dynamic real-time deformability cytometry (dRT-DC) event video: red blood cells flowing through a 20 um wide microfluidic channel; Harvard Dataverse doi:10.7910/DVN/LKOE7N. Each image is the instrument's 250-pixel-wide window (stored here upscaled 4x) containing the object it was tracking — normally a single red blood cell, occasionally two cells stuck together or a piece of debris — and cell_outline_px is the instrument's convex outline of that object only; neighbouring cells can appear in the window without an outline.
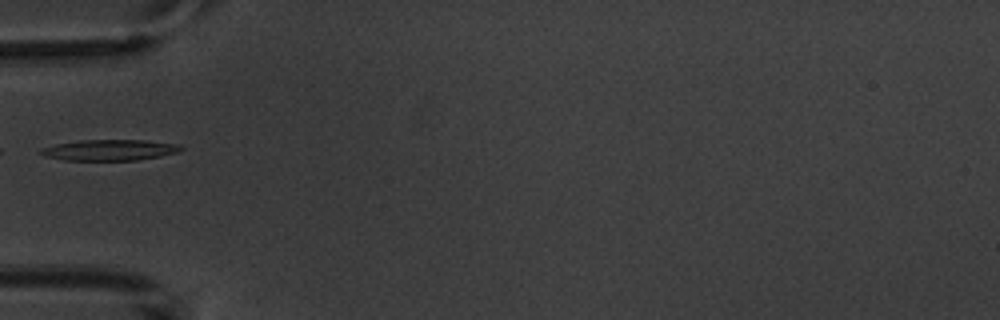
{"species": "common noctule bat (a hibernating species)", "species_latin": "Nyctalus noctula", "temperature_condition": "warm", "stored_images_in_passage": 4, "camera_frame_rate_fps": 3000, "um_per_image_px": 0.085, "animal": {"sex": "male", "body_mass_g": 20.1, "forearm_length_mm": 53.5}, "frame": {"image": 1, "passage_image": 4, "time_ms": 4.333, "image_size_px": [1000, 320], "cell_outline_px": [[184, 148], [180, 152], [160, 156], [136, 160], [64, 160], [44, 156], [36, 152], [40, 148], [56, 144], [80, 140], [144, 140], [180, 144]], "centroid_in_image_um": [9.31, 12.75], "position_along_channel_um": 75.7, "area_um2": 17.22}}